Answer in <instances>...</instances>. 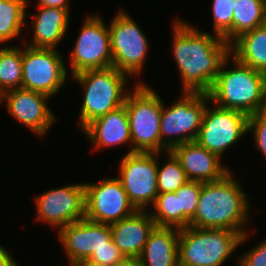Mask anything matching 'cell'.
Listing matches in <instances>:
<instances>
[{
    "label": "cell",
    "mask_w": 266,
    "mask_h": 266,
    "mask_svg": "<svg viewBox=\"0 0 266 266\" xmlns=\"http://www.w3.org/2000/svg\"><path fill=\"white\" fill-rule=\"evenodd\" d=\"M171 30L172 56L180 72L182 92L208 94L230 55V44L176 17Z\"/></svg>",
    "instance_id": "cell-1"
},
{
    "label": "cell",
    "mask_w": 266,
    "mask_h": 266,
    "mask_svg": "<svg viewBox=\"0 0 266 266\" xmlns=\"http://www.w3.org/2000/svg\"><path fill=\"white\" fill-rule=\"evenodd\" d=\"M229 172L216 182L202 183L199 202L189 226L200 229H227L245 235L250 221V202L240 182ZM246 228H245V227Z\"/></svg>",
    "instance_id": "cell-2"
},
{
    "label": "cell",
    "mask_w": 266,
    "mask_h": 266,
    "mask_svg": "<svg viewBox=\"0 0 266 266\" xmlns=\"http://www.w3.org/2000/svg\"><path fill=\"white\" fill-rule=\"evenodd\" d=\"M229 62L233 64L231 69ZM208 95L211 103L219 107L238 110L248 116L256 114L266 110V74L239 62L230 54Z\"/></svg>",
    "instance_id": "cell-3"
},
{
    "label": "cell",
    "mask_w": 266,
    "mask_h": 266,
    "mask_svg": "<svg viewBox=\"0 0 266 266\" xmlns=\"http://www.w3.org/2000/svg\"><path fill=\"white\" fill-rule=\"evenodd\" d=\"M72 78L81 85L82 89L84 87L83 102L78 113L81 130L95 119L124 105L131 91L126 88L131 77L113 66L86 70L73 75Z\"/></svg>",
    "instance_id": "cell-4"
},
{
    "label": "cell",
    "mask_w": 266,
    "mask_h": 266,
    "mask_svg": "<svg viewBox=\"0 0 266 266\" xmlns=\"http://www.w3.org/2000/svg\"><path fill=\"white\" fill-rule=\"evenodd\" d=\"M227 229H179V266H223L250 236Z\"/></svg>",
    "instance_id": "cell-5"
},
{
    "label": "cell",
    "mask_w": 266,
    "mask_h": 266,
    "mask_svg": "<svg viewBox=\"0 0 266 266\" xmlns=\"http://www.w3.org/2000/svg\"><path fill=\"white\" fill-rule=\"evenodd\" d=\"M163 99L140 79L127 95L132 152L160 153V120Z\"/></svg>",
    "instance_id": "cell-6"
},
{
    "label": "cell",
    "mask_w": 266,
    "mask_h": 266,
    "mask_svg": "<svg viewBox=\"0 0 266 266\" xmlns=\"http://www.w3.org/2000/svg\"><path fill=\"white\" fill-rule=\"evenodd\" d=\"M171 106L163 108L160 120V153L173 147L195 141L208 103V94L181 92Z\"/></svg>",
    "instance_id": "cell-7"
},
{
    "label": "cell",
    "mask_w": 266,
    "mask_h": 266,
    "mask_svg": "<svg viewBox=\"0 0 266 266\" xmlns=\"http://www.w3.org/2000/svg\"><path fill=\"white\" fill-rule=\"evenodd\" d=\"M122 8L116 12L109 27L113 67L131 76L144 71L149 52V39L135 20Z\"/></svg>",
    "instance_id": "cell-8"
},
{
    "label": "cell",
    "mask_w": 266,
    "mask_h": 266,
    "mask_svg": "<svg viewBox=\"0 0 266 266\" xmlns=\"http://www.w3.org/2000/svg\"><path fill=\"white\" fill-rule=\"evenodd\" d=\"M23 45L22 88L56 96L68 79V66L60 49Z\"/></svg>",
    "instance_id": "cell-9"
},
{
    "label": "cell",
    "mask_w": 266,
    "mask_h": 266,
    "mask_svg": "<svg viewBox=\"0 0 266 266\" xmlns=\"http://www.w3.org/2000/svg\"><path fill=\"white\" fill-rule=\"evenodd\" d=\"M69 58L72 76L113 66L109 27L100 15H86Z\"/></svg>",
    "instance_id": "cell-10"
},
{
    "label": "cell",
    "mask_w": 266,
    "mask_h": 266,
    "mask_svg": "<svg viewBox=\"0 0 266 266\" xmlns=\"http://www.w3.org/2000/svg\"><path fill=\"white\" fill-rule=\"evenodd\" d=\"M160 155L163 157L164 153L132 152L120 160L117 178L137 210H148L158 195L157 159Z\"/></svg>",
    "instance_id": "cell-11"
},
{
    "label": "cell",
    "mask_w": 266,
    "mask_h": 266,
    "mask_svg": "<svg viewBox=\"0 0 266 266\" xmlns=\"http://www.w3.org/2000/svg\"><path fill=\"white\" fill-rule=\"evenodd\" d=\"M208 103L196 142L222 159L225 151L248 133L249 116L244 112L225 109Z\"/></svg>",
    "instance_id": "cell-12"
},
{
    "label": "cell",
    "mask_w": 266,
    "mask_h": 266,
    "mask_svg": "<svg viewBox=\"0 0 266 266\" xmlns=\"http://www.w3.org/2000/svg\"><path fill=\"white\" fill-rule=\"evenodd\" d=\"M84 186L87 220L111 225L137 211L117 177H105L97 183H84Z\"/></svg>",
    "instance_id": "cell-13"
},
{
    "label": "cell",
    "mask_w": 266,
    "mask_h": 266,
    "mask_svg": "<svg viewBox=\"0 0 266 266\" xmlns=\"http://www.w3.org/2000/svg\"><path fill=\"white\" fill-rule=\"evenodd\" d=\"M84 183L52 188L35 197L36 221L58 231L78 220L85 219Z\"/></svg>",
    "instance_id": "cell-14"
},
{
    "label": "cell",
    "mask_w": 266,
    "mask_h": 266,
    "mask_svg": "<svg viewBox=\"0 0 266 266\" xmlns=\"http://www.w3.org/2000/svg\"><path fill=\"white\" fill-rule=\"evenodd\" d=\"M50 98L40 92L18 88L3 93L0 104L5 103L11 117L43 137L56 121V115L48 105Z\"/></svg>",
    "instance_id": "cell-15"
},
{
    "label": "cell",
    "mask_w": 266,
    "mask_h": 266,
    "mask_svg": "<svg viewBox=\"0 0 266 266\" xmlns=\"http://www.w3.org/2000/svg\"><path fill=\"white\" fill-rule=\"evenodd\" d=\"M57 235L70 266L88 259L94 251L106 246L112 239L110 225L95 223L87 219L62 227Z\"/></svg>",
    "instance_id": "cell-16"
},
{
    "label": "cell",
    "mask_w": 266,
    "mask_h": 266,
    "mask_svg": "<svg viewBox=\"0 0 266 266\" xmlns=\"http://www.w3.org/2000/svg\"><path fill=\"white\" fill-rule=\"evenodd\" d=\"M170 151L179 160L188 181L216 182L231 172L218 155L196 141L176 145Z\"/></svg>",
    "instance_id": "cell-17"
},
{
    "label": "cell",
    "mask_w": 266,
    "mask_h": 266,
    "mask_svg": "<svg viewBox=\"0 0 266 266\" xmlns=\"http://www.w3.org/2000/svg\"><path fill=\"white\" fill-rule=\"evenodd\" d=\"M94 151L113 146L130 144L132 153L129 118L125 104L89 123L83 130Z\"/></svg>",
    "instance_id": "cell-18"
},
{
    "label": "cell",
    "mask_w": 266,
    "mask_h": 266,
    "mask_svg": "<svg viewBox=\"0 0 266 266\" xmlns=\"http://www.w3.org/2000/svg\"><path fill=\"white\" fill-rule=\"evenodd\" d=\"M155 226L147 210H137L131 216L110 225L111 238L127 259H138Z\"/></svg>",
    "instance_id": "cell-19"
},
{
    "label": "cell",
    "mask_w": 266,
    "mask_h": 266,
    "mask_svg": "<svg viewBox=\"0 0 266 266\" xmlns=\"http://www.w3.org/2000/svg\"><path fill=\"white\" fill-rule=\"evenodd\" d=\"M37 14H26L32 17L33 28L32 40L27 43L25 38L23 44L35 48L59 49L57 46L64 40L68 30L70 13L66 9L55 7H37Z\"/></svg>",
    "instance_id": "cell-20"
},
{
    "label": "cell",
    "mask_w": 266,
    "mask_h": 266,
    "mask_svg": "<svg viewBox=\"0 0 266 266\" xmlns=\"http://www.w3.org/2000/svg\"><path fill=\"white\" fill-rule=\"evenodd\" d=\"M179 229L155 226L138 258L141 266H179Z\"/></svg>",
    "instance_id": "cell-21"
},
{
    "label": "cell",
    "mask_w": 266,
    "mask_h": 266,
    "mask_svg": "<svg viewBox=\"0 0 266 266\" xmlns=\"http://www.w3.org/2000/svg\"><path fill=\"white\" fill-rule=\"evenodd\" d=\"M230 54L239 62L266 74V23L236 38L230 44Z\"/></svg>",
    "instance_id": "cell-22"
},
{
    "label": "cell",
    "mask_w": 266,
    "mask_h": 266,
    "mask_svg": "<svg viewBox=\"0 0 266 266\" xmlns=\"http://www.w3.org/2000/svg\"><path fill=\"white\" fill-rule=\"evenodd\" d=\"M31 0H0V45L22 35L24 25L27 21L26 11Z\"/></svg>",
    "instance_id": "cell-23"
},
{
    "label": "cell",
    "mask_w": 266,
    "mask_h": 266,
    "mask_svg": "<svg viewBox=\"0 0 266 266\" xmlns=\"http://www.w3.org/2000/svg\"><path fill=\"white\" fill-rule=\"evenodd\" d=\"M233 14V41L245 32L266 23L265 0H236Z\"/></svg>",
    "instance_id": "cell-24"
},
{
    "label": "cell",
    "mask_w": 266,
    "mask_h": 266,
    "mask_svg": "<svg viewBox=\"0 0 266 266\" xmlns=\"http://www.w3.org/2000/svg\"><path fill=\"white\" fill-rule=\"evenodd\" d=\"M23 47L0 48V96L10 90L22 88Z\"/></svg>",
    "instance_id": "cell-25"
},
{
    "label": "cell",
    "mask_w": 266,
    "mask_h": 266,
    "mask_svg": "<svg viewBox=\"0 0 266 266\" xmlns=\"http://www.w3.org/2000/svg\"><path fill=\"white\" fill-rule=\"evenodd\" d=\"M168 156L167 161L161 164L157 163V191L158 193L175 192L182 185H184L188 179L184 170L181 167L179 160L171 151H166L164 157Z\"/></svg>",
    "instance_id": "cell-26"
},
{
    "label": "cell",
    "mask_w": 266,
    "mask_h": 266,
    "mask_svg": "<svg viewBox=\"0 0 266 266\" xmlns=\"http://www.w3.org/2000/svg\"><path fill=\"white\" fill-rule=\"evenodd\" d=\"M149 215L156 226L179 229V203L175 192L158 193Z\"/></svg>",
    "instance_id": "cell-27"
},
{
    "label": "cell",
    "mask_w": 266,
    "mask_h": 266,
    "mask_svg": "<svg viewBox=\"0 0 266 266\" xmlns=\"http://www.w3.org/2000/svg\"><path fill=\"white\" fill-rule=\"evenodd\" d=\"M201 189L202 182L187 181L175 191L179 203V229L189 227L197 210Z\"/></svg>",
    "instance_id": "cell-28"
},
{
    "label": "cell",
    "mask_w": 266,
    "mask_h": 266,
    "mask_svg": "<svg viewBox=\"0 0 266 266\" xmlns=\"http://www.w3.org/2000/svg\"><path fill=\"white\" fill-rule=\"evenodd\" d=\"M236 0H213L212 32L222 37L227 43L233 42V14Z\"/></svg>",
    "instance_id": "cell-29"
},
{
    "label": "cell",
    "mask_w": 266,
    "mask_h": 266,
    "mask_svg": "<svg viewBox=\"0 0 266 266\" xmlns=\"http://www.w3.org/2000/svg\"><path fill=\"white\" fill-rule=\"evenodd\" d=\"M252 133L255 148L258 149L266 161V110L250 115L248 119V134Z\"/></svg>",
    "instance_id": "cell-30"
},
{
    "label": "cell",
    "mask_w": 266,
    "mask_h": 266,
    "mask_svg": "<svg viewBox=\"0 0 266 266\" xmlns=\"http://www.w3.org/2000/svg\"><path fill=\"white\" fill-rule=\"evenodd\" d=\"M88 260L96 261L109 266H118L121 263H124L127 258L111 239L106 246L94 251Z\"/></svg>",
    "instance_id": "cell-31"
},
{
    "label": "cell",
    "mask_w": 266,
    "mask_h": 266,
    "mask_svg": "<svg viewBox=\"0 0 266 266\" xmlns=\"http://www.w3.org/2000/svg\"><path fill=\"white\" fill-rule=\"evenodd\" d=\"M238 257V266H266V237Z\"/></svg>",
    "instance_id": "cell-32"
},
{
    "label": "cell",
    "mask_w": 266,
    "mask_h": 266,
    "mask_svg": "<svg viewBox=\"0 0 266 266\" xmlns=\"http://www.w3.org/2000/svg\"><path fill=\"white\" fill-rule=\"evenodd\" d=\"M69 0H38V7H55L66 9L70 13Z\"/></svg>",
    "instance_id": "cell-33"
},
{
    "label": "cell",
    "mask_w": 266,
    "mask_h": 266,
    "mask_svg": "<svg viewBox=\"0 0 266 266\" xmlns=\"http://www.w3.org/2000/svg\"><path fill=\"white\" fill-rule=\"evenodd\" d=\"M0 266H20L3 245H0Z\"/></svg>",
    "instance_id": "cell-34"
},
{
    "label": "cell",
    "mask_w": 266,
    "mask_h": 266,
    "mask_svg": "<svg viewBox=\"0 0 266 266\" xmlns=\"http://www.w3.org/2000/svg\"><path fill=\"white\" fill-rule=\"evenodd\" d=\"M75 266H109V265H105V264H101V263L96 262V261L85 259V260L80 261Z\"/></svg>",
    "instance_id": "cell-35"
},
{
    "label": "cell",
    "mask_w": 266,
    "mask_h": 266,
    "mask_svg": "<svg viewBox=\"0 0 266 266\" xmlns=\"http://www.w3.org/2000/svg\"><path fill=\"white\" fill-rule=\"evenodd\" d=\"M118 266H141V263L138 259H127L124 263H121Z\"/></svg>",
    "instance_id": "cell-36"
}]
</instances>
